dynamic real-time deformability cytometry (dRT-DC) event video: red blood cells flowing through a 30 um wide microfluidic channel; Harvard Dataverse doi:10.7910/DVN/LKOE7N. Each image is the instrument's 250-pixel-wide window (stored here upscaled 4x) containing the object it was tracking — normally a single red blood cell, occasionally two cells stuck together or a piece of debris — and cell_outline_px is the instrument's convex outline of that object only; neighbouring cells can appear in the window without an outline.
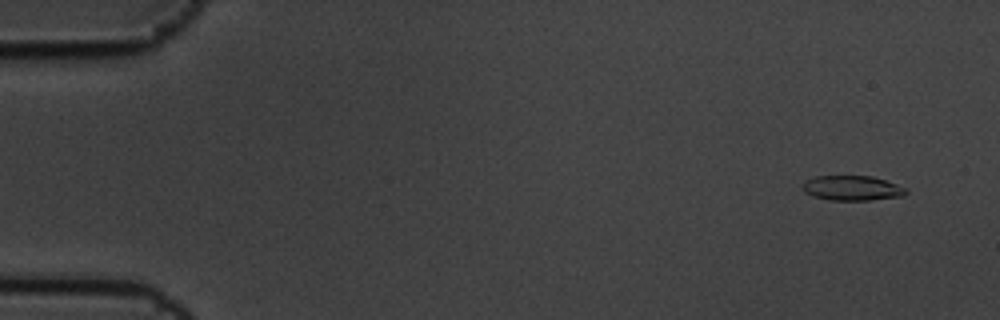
{"species": "common noctule bat (a hibernating species)", "species_latin": "Nyctalus noctula", "temperature_condition": "cold", "stored_images_in_passage": 5, "camera_frame_rate_fps": 3000, "um_per_image_px": 0.085, "animal": {"sex": "male", "body_mass_g": 19.5, "forearm_length_mm": 54.6}, "frame": {"image": 1, "passage_image": 2, "time_ms": 0.333, "image_size_px": [1000, 320], "cell_outline_px": [[908, 192], [904, 196], [868, 200], [828, 200], [812, 196], [804, 192], [800, 188], [804, 180], [816, 176], [872, 176], [908, 188]], "centroid_in_image_um": [72.4, 15.99], "position_along_channel_um": 12.6, "area_um2": 15.2}}
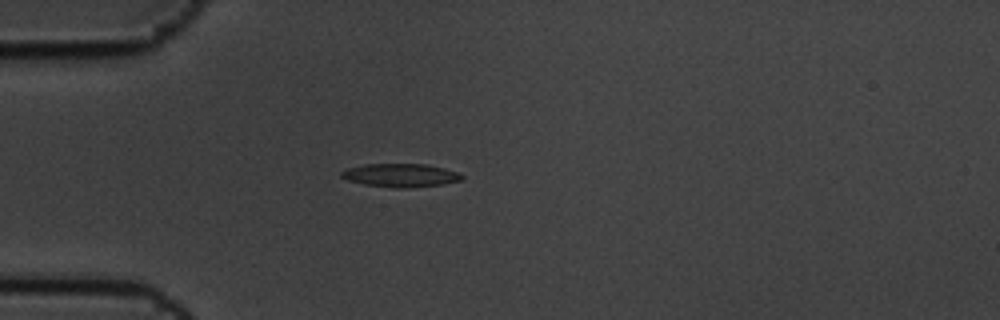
{"frame": {"image": 2, "passage_image": 5, "time_ms": 1.333, "image_size_px": [1000, 320], "cell_outline_px": [[464, 176], [460, 180], [440, 184], [404, 188], [396, 188], [364, 184], [348, 180], [340, 176], [340, 172], [344, 168], [364, 164], [428, 164], [444, 168], [456, 172]], "centroid_in_image_um": [33.98, 14.88], "position_along_channel_um": 51.0, "area_um2": 16.3}}